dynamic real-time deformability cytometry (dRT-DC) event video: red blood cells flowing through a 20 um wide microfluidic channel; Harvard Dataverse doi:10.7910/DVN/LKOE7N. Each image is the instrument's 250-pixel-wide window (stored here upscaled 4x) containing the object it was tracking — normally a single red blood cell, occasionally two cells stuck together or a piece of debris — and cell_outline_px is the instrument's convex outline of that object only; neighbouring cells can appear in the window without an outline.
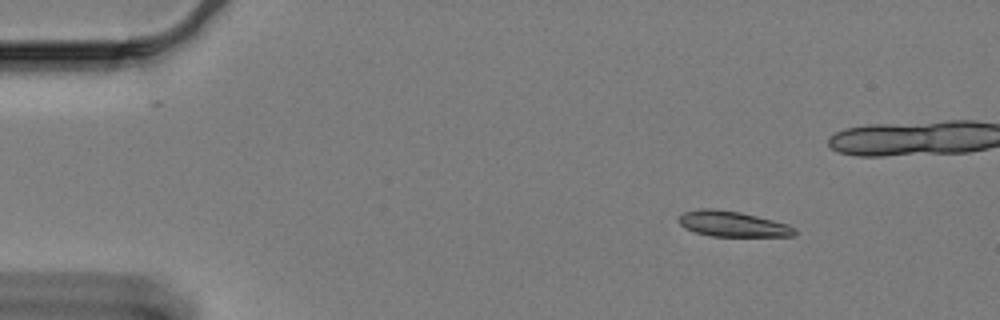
{"species": "Egyptian fruit bat (a non-hibernating species)", "species_latin": "Rousettus aegyptiacus", "temperature_condition": "cold", "stored_images_in_passage": 55, "camera_frame_rate_fps": 3000, "um_per_image_px": 0.085, "animal": {"sex": "female"}, "frame": {"image": 1, "passage_image": 1, "time_ms": 0.0, "image_size_px": [1000, 320], "cell_outline_px": [[796, 236], [712, 236], [696, 232], [684, 228], [680, 224], [680, 216], [684, 212], [700, 208], [712, 208], [740, 212], [788, 224], [796, 228]], "centroid_in_image_um": [62.29, 19.03], "position_along_channel_um": 22.7, "area_um2": 17.11}}
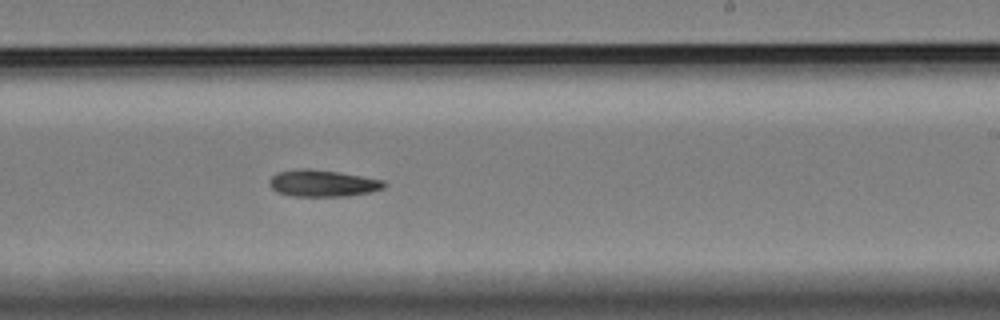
{"frame": {"image": 2, "passage_image": 30, "time_ms": 9.667, "image_size_px": [1000, 320], "cell_outline_px": [[388, 184], [384, 188], [368, 192], [344, 196], [292, 196], [276, 192], [268, 184], [268, 180], [276, 172], [300, 168], [308, 168], [336, 172], [384, 180]], "centroid_in_image_um": [27.37, 15.57], "position_along_channel_um": 261.6, "area_um2": 17.86}}
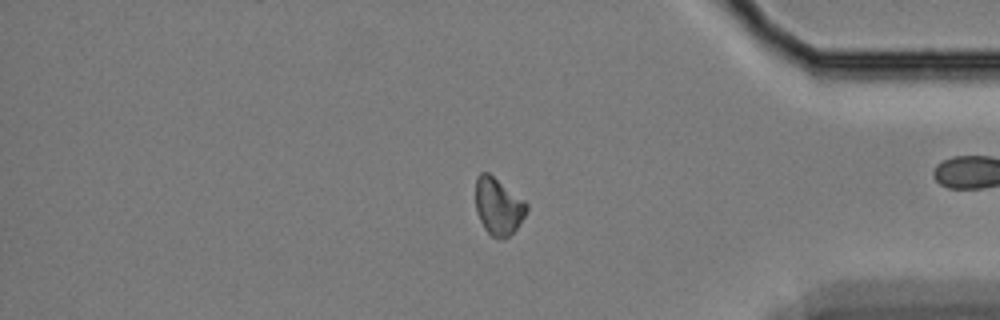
{"frame": {"image": 3, "passage_image": 44, "time_ms": 14.333, "image_size_px": [1000, 320], "cell_outline_px": [[528, 208], [524, 216], [516, 228], [504, 240], [492, 236], [484, 228], [476, 212], [476, 176], [480, 172], [488, 172], [524, 200], [528, 204]], "centroid_in_image_um": [42.34, 17.53], "position_along_channel_um": 392.9, "area_um2": 16.82}}